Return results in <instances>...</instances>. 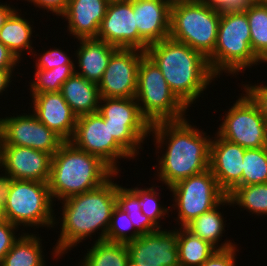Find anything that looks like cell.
I'll use <instances>...</instances> for the list:
<instances>
[{
	"label": "cell",
	"instance_id": "2",
	"mask_svg": "<svg viewBox=\"0 0 267 266\" xmlns=\"http://www.w3.org/2000/svg\"><path fill=\"white\" fill-rule=\"evenodd\" d=\"M117 175L120 178V173H115L100 187L60 201L61 221L55 217L54 225L60 223L58 226L61 230L56 245L51 250L52 258L58 261L72 248L77 247V244L80 245V242L83 243L88 238L94 239L92 235L96 233L98 237L94 241L106 240L112 212L116 206V187L119 183L114 179Z\"/></svg>",
	"mask_w": 267,
	"mask_h": 266
},
{
	"label": "cell",
	"instance_id": "10",
	"mask_svg": "<svg viewBox=\"0 0 267 266\" xmlns=\"http://www.w3.org/2000/svg\"><path fill=\"white\" fill-rule=\"evenodd\" d=\"M169 191L173 195L171 208L176 211L175 221L180 227L212 210L227 196L210 169L177 182Z\"/></svg>",
	"mask_w": 267,
	"mask_h": 266
},
{
	"label": "cell",
	"instance_id": "43",
	"mask_svg": "<svg viewBox=\"0 0 267 266\" xmlns=\"http://www.w3.org/2000/svg\"><path fill=\"white\" fill-rule=\"evenodd\" d=\"M13 73H15L14 70H1L0 69V96L3 95L2 93L4 91L8 93L7 88L11 86L10 84L13 81L12 78H14Z\"/></svg>",
	"mask_w": 267,
	"mask_h": 266
},
{
	"label": "cell",
	"instance_id": "6",
	"mask_svg": "<svg viewBox=\"0 0 267 266\" xmlns=\"http://www.w3.org/2000/svg\"><path fill=\"white\" fill-rule=\"evenodd\" d=\"M211 71L220 78L245 73L262 64L251 49V34L245 12H221L214 52L207 58Z\"/></svg>",
	"mask_w": 267,
	"mask_h": 266
},
{
	"label": "cell",
	"instance_id": "49",
	"mask_svg": "<svg viewBox=\"0 0 267 266\" xmlns=\"http://www.w3.org/2000/svg\"><path fill=\"white\" fill-rule=\"evenodd\" d=\"M262 63H264V64L267 63V58Z\"/></svg>",
	"mask_w": 267,
	"mask_h": 266
},
{
	"label": "cell",
	"instance_id": "32",
	"mask_svg": "<svg viewBox=\"0 0 267 266\" xmlns=\"http://www.w3.org/2000/svg\"><path fill=\"white\" fill-rule=\"evenodd\" d=\"M29 82L30 94L60 92L64 82L75 73V64L59 65L50 70L35 69Z\"/></svg>",
	"mask_w": 267,
	"mask_h": 266
},
{
	"label": "cell",
	"instance_id": "4",
	"mask_svg": "<svg viewBox=\"0 0 267 266\" xmlns=\"http://www.w3.org/2000/svg\"><path fill=\"white\" fill-rule=\"evenodd\" d=\"M116 172L96 155L65 141L52 156L48 187L53 202L96 189ZM57 199V200H56Z\"/></svg>",
	"mask_w": 267,
	"mask_h": 266
},
{
	"label": "cell",
	"instance_id": "27",
	"mask_svg": "<svg viewBox=\"0 0 267 266\" xmlns=\"http://www.w3.org/2000/svg\"><path fill=\"white\" fill-rule=\"evenodd\" d=\"M177 249L180 266H201L217 249L209 242L188 231L177 227Z\"/></svg>",
	"mask_w": 267,
	"mask_h": 266
},
{
	"label": "cell",
	"instance_id": "20",
	"mask_svg": "<svg viewBox=\"0 0 267 266\" xmlns=\"http://www.w3.org/2000/svg\"><path fill=\"white\" fill-rule=\"evenodd\" d=\"M170 9L166 0H133L135 25L148 45L169 37Z\"/></svg>",
	"mask_w": 267,
	"mask_h": 266
},
{
	"label": "cell",
	"instance_id": "15",
	"mask_svg": "<svg viewBox=\"0 0 267 266\" xmlns=\"http://www.w3.org/2000/svg\"><path fill=\"white\" fill-rule=\"evenodd\" d=\"M129 258L126 266H180L177 249V226L140 235L126 243Z\"/></svg>",
	"mask_w": 267,
	"mask_h": 266
},
{
	"label": "cell",
	"instance_id": "12",
	"mask_svg": "<svg viewBox=\"0 0 267 266\" xmlns=\"http://www.w3.org/2000/svg\"><path fill=\"white\" fill-rule=\"evenodd\" d=\"M70 142L78 149L96 155L116 173H120L118 160L134 158L111 135L108 123L99 112L77 117L76 127Z\"/></svg>",
	"mask_w": 267,
	"mask_h": 266
},
{
	"label": "cell",
	"instance_id": "46",
	"mask_svg": "<svg viewBox=\"0 0 267 266\" xmlns=\"http://www.w3.org/2000/svg\"><path fill=\"white\" fill-rule=\"evenodd\" d=\"M2 178L0 177V218L2 217Z\"/></svg>",
	"mask_w": 267,
	"mask_h": 266
},
{
	"label": "cell",
	"instance_id": "16",
	"mask_svg": "<svg viewBox=\"0 0 267 266\" xmlns=\"http://www.w3.org/2000/svg\"><path fill=\"white\" fill-rule=\"evenodd\" d=\"M97 39L117 48L146 51L148 44L139 36L133 13V0L110 1L100 24Z\"/></svg>",
	"mask_w": 267,
	"mask_h": 266
},
{
	"label": "cell",
	"instance_id": "29",
	"mask_svg": "<svg viewBox=\"0 0 267 266\" xmlns=\"http://www.w3.org/2000/svg\"><path fill=\"white\" fill-rule=\"evenodd\" d=\"M227 196L232 207L237 205L240 211L246 210L261 217L267 215V183L238 186Z\"/></svg>",
	"mask_w": 267,
	"mask_h": 266
},
{
	"label": "cell",
	"instance_id": "11",
	"mask_svg": "<svg viewBox=\"0 0 267 266\" xmlns=\"http://www.w3.org/2000/svg\"><path fill=\"white\" fill-rule=\"evenodd\" d=\"M241 90L243 93L219 119L222 122L216 133L246 149L267 147V123L258 105Z\"/></svg>",
	"mask_w": 267,
	"mask_h": 266
},
{
	"label": "cell",
	"instance_id": "30",
	"mask_svg": "<svg viewBox=\"0 0 267 266\" xmlns=\"http://www.w3.org/2000/svg\"><path fill=\"white\" fill-rule=\"evenodd\" d=\"M116 205L127 212L128 217L139 235L157 231L159 228L151 219L141 212L138 195L130 188L118 185L116 187Z\"/></svg>",
	"mask_w": 267,
	"mask_h": 266
},
{
	"label": "cell",
	"instance_id": "19",
	"mask_svg": "<svg viewBox=\"0 0 267 266\" xmlns=\"http://www.w3.org/2000/svg\"><path fill=\"white\" fill-rule=\"evenodd\" d=\"M33 104L31 112L50 130L54 131L64 141L73 137L77 116L64 100L61 92H45L30 94Z\"/></svg>",
	"mask_w": 267,
	"mask_h": 266
},
{
	"label": "cell",
	"instance_id": "37",
	"mask_svg": "<svg viewBox=\"0 0 267 266\" xmlns=\"http://www.w3.org/2000/svg\"><path fill=\"white\" fill-rule=\"evenodd\" d=\"M18 230L17 226L6 219L0 218V264L4 256L12 248L14 242L20 237L21 234L16 233Z\"/></svg>",
	"mask_w": 267,
	"mask_h": 266
},
{
	"label": "cell",
	"instance_id": "41",
	"mask_svg": "<svg viewBox=\"0 0 267 266\" xmlns=\"http://www.w3.org/2000/svg\"><path fill=\"white\" fill-rule=\"evenodd\" d=\"M21 62L16 56L0 42V69L1 70H15L19 67Z\"/></svg>",
	"mask_w": 267,
	"mask_h": 266
},
{
	"label": "cell",
	"instance_id": "1",
	"mask_svg": "<svg viewBox=\"0 0 267 266\" xmlns=\"http://www.w3.org/2000/svg\"><path fill=\"white\" fill-rule=\"evenodd\" d=\"M188 118L179 121L159 122L151 125L158 155L155 178L167 189L187 177L209 169L210 137L206 131L190 124ZM165 148V149H164ZM162 149V150H161ZM160 150V151H159ZM165 150V151H164Z\"/></svg>",
	"mask_w": 267,
	"mask_h": 266
},
{
	"label": "cell",
	"instance_id": "45",
	"mask_svg": "<svg viewBox=\"0 0 267 266\" xmlns=\"http://www.w3.org/2000/svg\"><path fill=\"white\" fill-rule=\"evenodd\" d=\"M211 8L224 12L229 7V0H197Z\"/></svg>",
	"mask_w": 267,
	"mask_h": 266
},
{
	"label": "cell",
	"instance_id": "44",
	"mask_svg": "<svg viewBox=\"0 0 267 266\" xmlns=\"http://www.w3.org/2000/svg\"><path fill=\"white\" fill-rule=\"evenodd\" d=\"M15 6L0 2V30L4 26L5 21L16 10Z\"/></svg>",
	"mask_w": 267,
	"mask_h": 266
},
{
	"label": "cell",
	"instance_id": "36",
	"mask_svg": "<svg viewBox=\"0 0 267 266\" xmlns=\"http://www.w3.org/2000/svg\"><path fill=\"white\" fill-rule=\"evenodd\" d=\"M35 56V65L33 66L35 69H46L50 70L59 65L64 64H74V60L72 59V55L67 54L66 51L62 50L61 47H54L53 49H46L42 54L36 53V50L33 51L32 57ZM38 56V57H37Z\"/></svg>",
	"mask_w": 267,
	"mask_h": 266
},
{
	"label": "cell",
	"instance_id": "23",
	"mask_svg": "<svg viewBox=\"0 0 267 266\" xmlns=\"http://www.w3.org/2000/svg\"><path fill=\"white\" fill-rule=\"evenodd\" d=\"M232 206L231 200L226 196L216 207L212 210L205 212L188 223L185 228L193 233L194 235L200 237L202 240L209 242L217 250H226L237 246L236 242L232 240H224V242L219 243L222 239L225 230L226 220L224 219V214L221 213L219 209L224 206ZM225 220V221H224Z\"/></svg>",
	"mask_w": 267,
	"mask_h": 266
},
{
	"label": "cell",
	"instance_id": "14",
	"mask_svg": "<svg viewBox=\"0 0 267 266\" xmlns=\"http://www.w3.org/2000/svg\"><path fill=\"white\" fill-rule=\"evenodd\" d=\"M144 54L145 51L135 48H118L98 83L100 97L135 98L138 67Z\"/></svg>",
	"mask_w": 267,
	"mask_h": 266
},
{
	"label": "cell",
	"instance_id": "21",
	"mask_svg": "<svg viewBox=\"0 0 267 266\" xmlns=\"http://www.w3.org/2000/svg\"><path fill=\"white\" fill-rule=\"evenodd\" d=\"M110 0H69L61 19L67 21V31L76 39L97 38L100 24Z\"/></svg>",
	"mask_w": 267,
	"mask_h": 266
},
{
	"label": "cell",
	"instance_id": "5",
	"mask_svg": "<svg viewBox=\"0 0 267 266\" xmlns=\"http://www.w3.org/2000/svg\"><path fill=\"white\" fill-rule=\"evenodd\" d=\"M2 217L18 228H56L48 183L2 178ZM24 228H23V227ZM55 226V227H54ZM24 229V230H23Z\"/></svg>",
	"mask_w": 267,
	"mask_h": 266
},
{
	"label": "cell",
	"instance_id": "9",
	"mask_svg": "<svg viewBox=\"0 0 267 266\" xmlns=\"http://www.w3.org/2000/svg\"><path fill=\"white\" fill-rule=\"evenodd\" d=\"M98 112L114 139L137 161L151 125L142 116L136 98L101 97Z\"/></svg>",
	"mask_w": 267,
	"mask_h": 266
},
{
	"label": "cell",
	"instance_id": "8",
	"mask_svg": "<svg viewBox=\"0 0 267 266\" xmlns=\"http://www.w3.org/2000/svg\"><path fill=\"white\" fill-rule=\"evenodd\" d=\"M221 12L195 1L171 5L169 37L208 58L215 49Z\"/></svg>",
	"mask_w": 267,
	"mask_h": 266
},
{
	"label": "cell",
	"instance_id": "17",
	"mask_svg": "<svg viewBox=\"0 0 267 266\" xmlns=\"http://www.w3.org/2000/svg\"><path fill=\"white\" fill-rule=\"evenodd\" d=\"M52 155L29 147L0 145L1 178L48 183Z\"/></svg>",
	"mask_w": 267,
	"mask_h": 266
},
{
	"label": "cell",
	"instance_id": "31",
	"mask_svg": "<svg viewBox=\"0 0 267 266\" xmlns=\"http://www.w3.org/2000/svg\"><path fill=\"white\" fill-rule=\"evenodd\" d=\"M251 34V49L263 62L267 58V4L254 3L246 12Z\"/></svg>",
	"mask_w": 267,
	"mask_h": 266
},
{
	"label": "cell",
	"instance_id": "25",
	"mask_svg": "<svg viewBox=\"0 0 267 266\" xmlns=\"http://www.w3.org/2000/svg\"><path fill=\"white\" fill-rule=\"evenodd\" d=\"M19 10L21 12V8L16 9L5 21L4 26L0 30V42L21 62L25 50L29 53L28 55H32L34 51L31 39L35 31L33 24L31 25V22H34L25 19L18 12Z\"/></svg>",
	"mask_w": 267,
	"mask_h": 266
},
{
	"label": "cell",
	"instance_id": "7",
	"mask_svg": "<svg viewBox=\"0 0 267 266\" xmlns=\"http://www.w3.org/2000/svg\"><path fill=\"white\" fill-rule=\"evenodd\" d=\"M135 98L150 125L179 121L188 116L189 109L171 91L162 72L146 53L138 67Z\"/></svg>",
	"mask_w": 267,
	"mask_h": 266
},
{
	"label": "cell",
	"instance_id": "39",
	"mask_svg": "<svg viewBox=\"0 0 267 266\" xmlns=\"http://www.w3.org/2000/svg\"><path fill=\"white\" fill-rule=\"evenodd\" d=\"M240 247L235 246L226 250H217L201 266H237V253Z\"/></svg>",
	"mask_w": 267,
	"mask_h": 266
},
{
	"label": "cell",
	"instance_id": "42",
	"mask_svg": "<svg viewBox=\"0 0 267 266\" xmlns=\"http://www.w3.org/2000/svg\"><path fill=\"white\" fill-rule=\"evenodd\" d=\"M253 4L254 0H229V7L224 12H246Z\"/></svg>",
	"mask_w": 267,
	"mask_h": 266
},
{
	"label": "cell",
	"instance_id": "34",
	"mask_svg": "<svg viewBox=\"0 0 267 266\" xmlns=\"http://www.w3.org/2000/svg\"><path fill=\"white\" fill-rule=\"evenodd\" d=\"M140 185L141 184L139 185L137 184V187L135 186L134 188L132 187L131 189L139 197V205L141 206V212L146 216H148L158 228H163L162 227L163 225H161L163 222H161V220L166 218V216L167 218L170 217L169 212L173 211V209L172 210L170 209L171 206L166 207L167 205H162L161 201H159L161 200L160 199L161 194H159L158 192L159 190L156 188L161 186H156L153 183V185H151L150 188L148 187L141 188L138 187Z\"/></svg>",
	"mask_w": 267,
	"mask_h": 266
},
{
	"label": "cell",
	"instance_id": "3",
	"mask_svg": "<svg viewBox=\"0 0 267 266\" xmlns=\"http://www.w3.org/2000/svg\"><path fill=\"white\" fill-rule=\"evenodd\" d=\"M145 53L162 72L171 91L189 109L217 77L208 59L170 37L148 46Z\"/></svg>",
	"mask_w": 267,
	"mask_h": 266
},
{
	"label": "cell",
	"instance_id": "47",
	"mask_svg": "<svg viewBox=\"0 0 267 266\" xmlns=\"http://www.w3.org/2000/svg\"><path fill=\"white\" fill-rule=\"evenodd\" d=\"M166 1L172 5V4L178 3V2H190V1H195V0H166Z\"/></svg>",
	"mask_w": 267,
	"mask_h": 266
},
{
	"label": "cell",
	"instance_id": "48",
	"mask_svg": "<svg viewBox=\"0 0 267 266\" xmlns=\"http://www.w3.org/2000/svg\"><path fill=\"white\" fill-rule=\"evenodd\" d=\"M254 3L267 4V0H254Z\"/></svg>",
	"mask_w": 267,
	"mask_h": 266
},
{
	"label": "cell",
	"instance_id": "22",
	"mask_svg": "<svg viewBox=\"0 0 267 266\" xmlns=\"http://www.w3.org/2000/svg\"><path fill=\"white\" fill-rule=\"evenodd\" d=\"M77 50L74 51L75 73L88 81L98 84L103 77L112 54L118 49L116 46L97 38L76 39ZM78 68V69H77Z\"/></svg>",
	"mask_w": 267,
	"mask_h": 266
},
{
	"label": "cell",
	"instance_id": "24",
	"mask_svg": "<svg viewBox=\"0 0 267 266\" xmlns=\"http://www.w3.org/2000/svg\"><path fill=\"white\" fill-rule=\"evenodd\" d=\"M60 92L77 117L98 112L101 98L98 84L83 76L74 73L64 82Z\"/></svg>",
	"mask_w": 267,
	"mask_h": 266
},
{
	"label": "cell",
	"instance_id": "35",
	"mask_svg": "<svg viewBox=\"0 0 267 266\" xmlns=\"http://www.w3.org/2000/svg\"><path fill=\"white\" fill-rule=\"evenodd\" d=\"M139 236L127 212L116 205L112 212L110 225L106 233V240L127 243L135 240Z\"/></svg>",
	"mask_w": 267,
	"mask_h": 266
},
{
	"label": "cell",
	"instance_id": "40",
	"mask_svg": "<svg viewBox=\"0 0 267 266\" xmlns=\"http://www.w3.org/2000/svg\"><path fill=\"white\" fill-rule=\"evenodd\" d=\"M33 3L34 7L50 11L53 15L60 16L65 12L69 0H25Z\"/></svg>",
	"mask_w": 267,
	"mask_h": 266
},
{
	"label": "cell",
	"instance_id": "18",
	"mask_svg": "<svg viewBox=\"0 0 267 266\" xmlns=\"http://www.w3.org/2000/svg\"><path fill=\"white\" fill-rule=\"evenodd\" d=\"M214 135L210 145L209 169L219 188L228 195L236 187L242 186L243 157L246 148L221 138L216 132Z\"/></svg>",
	"mask_w": 267,
	"mask_h": 266
},
{
	"label": "cell",
	"instance_id": "28",
	"mask_svg": "<svg viewBox=\"0 0 267 266\" xmlns=\"http://www.w3.org/2000/svg\"><path fill=\"white\" fill-rule=\"evenodd\" d=\"M93 243L77 266H126L129 258L126 243L107 240Z\"/></svg>",
	"mask_w": 267,
	"mask_h": 266
},
{
	"label": "cell",
	"instance_id": "13",
	"mask_svg": "<svg viewBox=\"0 0 267 266\" xmlns=\"http://www.w3.org/2000/svg\"><path fill=\"white\" fill-rule=\"evenodd\" d=\"M64 142L39 121L31 110L28 114L16 113L0 118V145L29 147L53 156Z\"/></svg>",
	"mask_w": 267,
	"mask_h": 266
},
{
	"label": "cell",
	"instance_id": "33",
	"mask_svg": "<svg viewBox=\"0 0 267 266\" xmlns=\"http://www.w3.org/2000/svg\"><path fill=\"white\" fill-rule=\"evenodd\" d=\"M267 183V147L245 149L242 186Z\"/></svg>",
	"mask_w": 267,
	"mask_h": 266
},
{
	"label": "cell",
	"instance_id": "38",
	"mask_svg": "<svg viewBox=\"0 0 267 266\" xmlns=\"http://www.w3.org/2000/svg\"><path fill=\"white\" fill-rule=\"evenodd\" d=\"M245 83V84H243ZM241 85L243 86L244 92H246L251 99L258 105L260 108L261 114L264 117V120L267 123V84H263V81L257 84H246L243 82Z\"/></svg>",
	"mask_w": 267,
	"mask_h": 266
},
{
	"label": "cell",
	"instance_id": "26",
	"mask_svg": "<svg viewBox=\"0 0 267 266\" xmlns=\"http://www.w3.org/2000/svg\"><path fill=\"white\" fill-rule=\"evenodd\" d=\"M20 233L0 266H46L41 236L26 231Z\"/></svg>",
	"mask_w": 267,
	"mask_h": 266
}]
</instances>
